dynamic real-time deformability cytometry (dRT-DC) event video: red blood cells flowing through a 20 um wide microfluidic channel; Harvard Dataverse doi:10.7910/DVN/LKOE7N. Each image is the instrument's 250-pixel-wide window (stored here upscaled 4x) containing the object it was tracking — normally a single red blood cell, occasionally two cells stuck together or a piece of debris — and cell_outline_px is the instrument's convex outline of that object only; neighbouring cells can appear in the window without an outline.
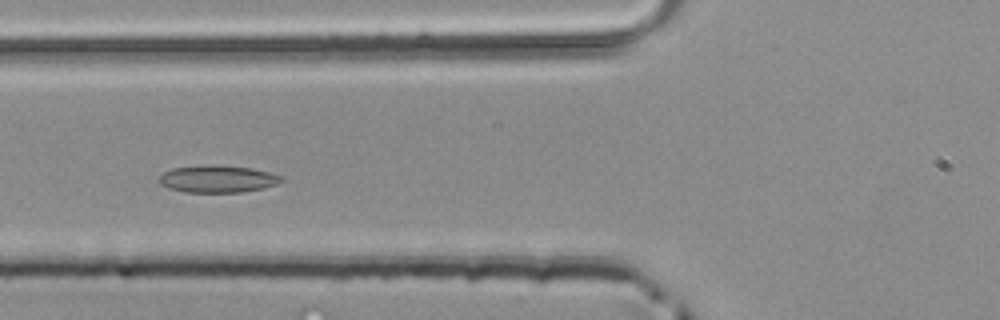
{"species": "common noctule bat (a hibernating species)", "species_latin": "Nyctalus noctula", "temperature_condition": "room temperature", "stored_images_in_passage": 41, "camera_frame_rate_fps": 3000, "um_per_image_px": 0.085, "animal": {"sex": "male", "body_mass_g": 20.4}, "frame": {"image": 1, "passage_image": 11, "time_ms": 3.333, "image_size_px": [1000, 320], "cell_outline_px": [[284, 180], [276, 184], [264, 188], [244, 192], [184, 192], [160, 184], [160, 176], [164, 172], [172, 168], [204, 164], [212, 164], [252, 168], [284, 176]], "centroid_in_image_um": [18.53, 15.2], "position_along_channel_um": 107.3, "area_um2": 19.48}}
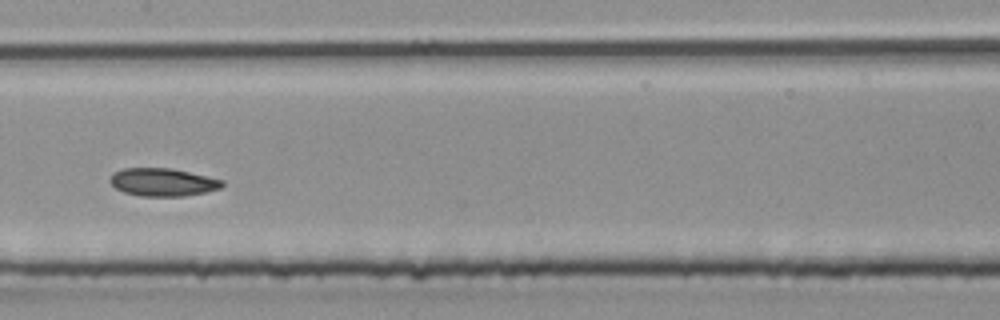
{"frame": {"image": 2, "passage_image": 17, "time_ms": 5.333, "image_size_px": [1000, 320], "cell_outline_px": [[224, 184], [220, 188], [204, 192], [184, 196], [140, 196], [124, 192], [116, 188], [108, 180], [112, 172], [124, 168], [168, 168], [188, 172], [224, 180]], "centroid_in_image_um": [13.79, 15.48], "position_along_channel_um": 193.6, "area_um2": 18.15}}
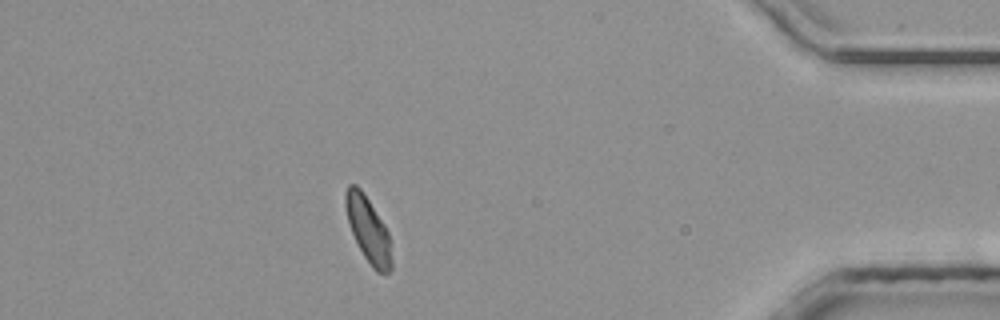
{"frame": {"image": 3, "passage_image": 35, "time_ms": 11.333, "image_size_px": [1000, 320], "cell_outline_px": [[392, 268], [388, 272], [376, 272], [372, 268], [364, 256], [352, 232], [348, 220], [344, 204], [344, 192], [348, 184], [356, 184], [360, 188], [384, 224], [388, 232], [392, 260]], "centroid_in_image_um": [31.28, 19.5], "position_along_channel_um": 403.9, "area_um2": 17.28}}